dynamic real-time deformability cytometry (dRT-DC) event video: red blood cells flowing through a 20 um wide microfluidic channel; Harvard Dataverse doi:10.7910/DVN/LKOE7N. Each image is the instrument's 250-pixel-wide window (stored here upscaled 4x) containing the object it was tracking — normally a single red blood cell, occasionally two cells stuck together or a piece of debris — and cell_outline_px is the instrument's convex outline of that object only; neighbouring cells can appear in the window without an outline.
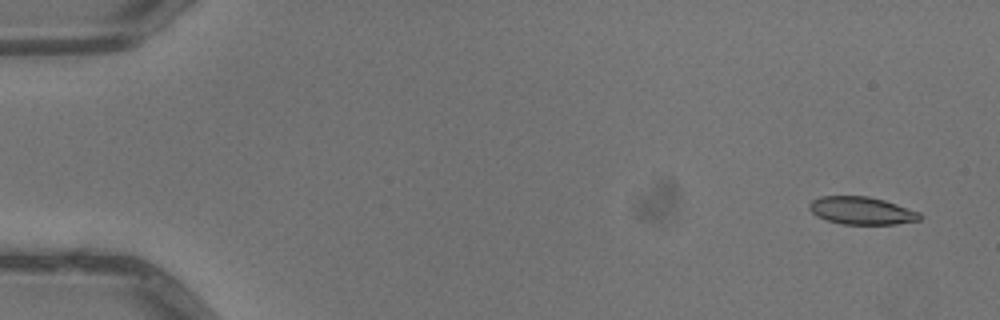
{"species": "common noctule bat (a hibernating species)", "species_latin": "Nyctalus noctula", "temperature_condition": "warm", "stored_images_in_passage": 3, "camera_frame_rate_fps": 3000, "um_per_image_px": 0.085, "animal": {"sex": "male", "body_mass_g": 13.3}, "frame": {"image": 1, "passage_image": 1, "time_ms": 0.0, "image_size_px": [1000, 320], "cell_outline_px": [[924, 216], [920, 220], [896, 224], [840, 224], [816, 216], [808, 208], [808, 204], [812, 200], [820, 196], [868, 196], [884, 200], [920, 212]], "centroid_in_image_um": [73.24, 17.9], "position_along_channel_um": 11.8, "area_um2": 17.92}}